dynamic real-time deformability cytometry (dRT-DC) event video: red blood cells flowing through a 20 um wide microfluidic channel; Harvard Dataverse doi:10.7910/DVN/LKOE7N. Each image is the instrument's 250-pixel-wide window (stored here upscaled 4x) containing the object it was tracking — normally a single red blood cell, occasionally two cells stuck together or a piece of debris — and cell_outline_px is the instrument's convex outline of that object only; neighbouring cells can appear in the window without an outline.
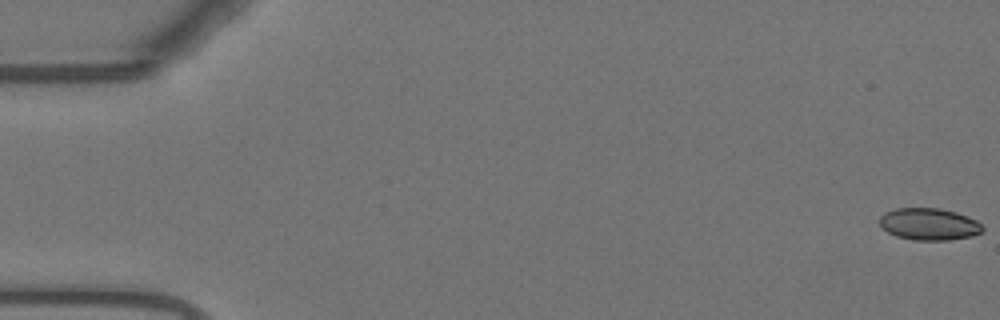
{"species": "Egyptian fruit bat (a non-hibernating species)", "species_latin": "Rousettus aegyptiacus", "temperature_condition": "warm", "stored_images_in_passage": 7, "camera_frame_rate_fps": 3000, "um_per_image_px": 0.085, "animal": {"sex": "female"}, "frame": {"image": 1, "passage_image": 1, "time_ms": 0.0, "image_size_px": [1000, 320], "cell_outline_px": [[984, 228], [980, 232], [972, 236], [948, 240], [912, 240], [896, 236], [880, 228], [880, 216], [884, 212], [896, 208], [940, 208], [956, 212], [968, 216], [976, 220]], "centroid_in_image_um": [78.94, 19.05], "position_along_channel_um": 6.1, "area_um2": 19.31}}